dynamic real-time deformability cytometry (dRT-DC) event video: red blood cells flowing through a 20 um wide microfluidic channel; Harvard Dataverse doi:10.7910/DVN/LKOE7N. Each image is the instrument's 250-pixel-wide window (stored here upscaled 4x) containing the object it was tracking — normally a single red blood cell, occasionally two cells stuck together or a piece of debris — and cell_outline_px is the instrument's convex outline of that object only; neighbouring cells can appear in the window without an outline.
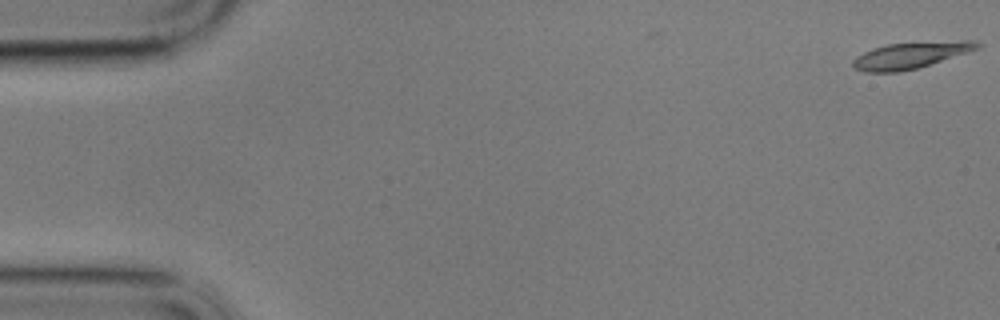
{"species": "common noctule bat (a hibernating species)", "species_latin": "Nyctalus noctula", "temperature_condition": "cold", "stored_images_in_passage": 7, "camera_frame_rate_fps": 3000, "um_per_image_px": 0.085, "animal": {"sex": "male", "body_mass_g": 17.9}, "frame": {"image": 1, "passage_image": 1, "time_ms": 0.0, "image_size_px": [1000, 320], "cell_outline_px": [[984, 44], [980, 48], [968, 52], [916, 68], [900, 72], [864, 72], [856, 68], [852, 64], [852, 60], [856, 56], [864, 52], [888, 44], [964, 40], [972, 40]], "centroid_in_image_um": [77.43, 4.69], "position_along_channel_um": 7.6, "area_um2": 18.84}}